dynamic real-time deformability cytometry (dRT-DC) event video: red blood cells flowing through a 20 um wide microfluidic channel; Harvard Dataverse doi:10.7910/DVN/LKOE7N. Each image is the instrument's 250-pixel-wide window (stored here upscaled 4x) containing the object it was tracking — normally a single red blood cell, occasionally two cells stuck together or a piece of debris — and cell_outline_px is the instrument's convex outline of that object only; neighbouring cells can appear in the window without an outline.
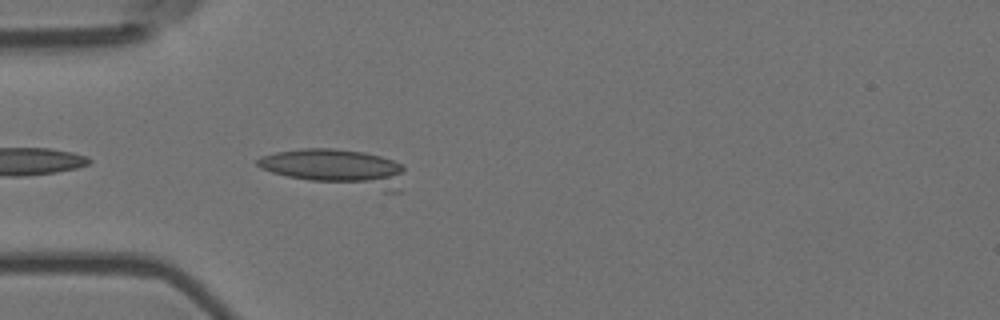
{"species": "Egyptian fruit bat (a non-hibernating species)", "species_latin": "Rousettus aegyptiacus", "temperature_condition": "room temperature", "stored_images_in_passage": 1, "camera_frame_rate_fps": 3000, "um_per_image_px": 0.085, "animal": {"sex": "female"}, "frame": {"image": 1, "passage_image": 1, "time_ms": 0.0, "image_size_px": [1000, 320], "cell_outline_px": [[404, 168], [400, 192], [384, 192], [308, 180], [288, 176], [272, 172], [260, 168], [256, 164], [256, 160], [260, 156], [276, 152], [300, 148], [332, 148], [364, 152], [380, 156], [404, 164]], "centroid_in_image_um": [28.63, 14.27], "position_along_channel_um": 56.4, "area_um2": 32.08}}